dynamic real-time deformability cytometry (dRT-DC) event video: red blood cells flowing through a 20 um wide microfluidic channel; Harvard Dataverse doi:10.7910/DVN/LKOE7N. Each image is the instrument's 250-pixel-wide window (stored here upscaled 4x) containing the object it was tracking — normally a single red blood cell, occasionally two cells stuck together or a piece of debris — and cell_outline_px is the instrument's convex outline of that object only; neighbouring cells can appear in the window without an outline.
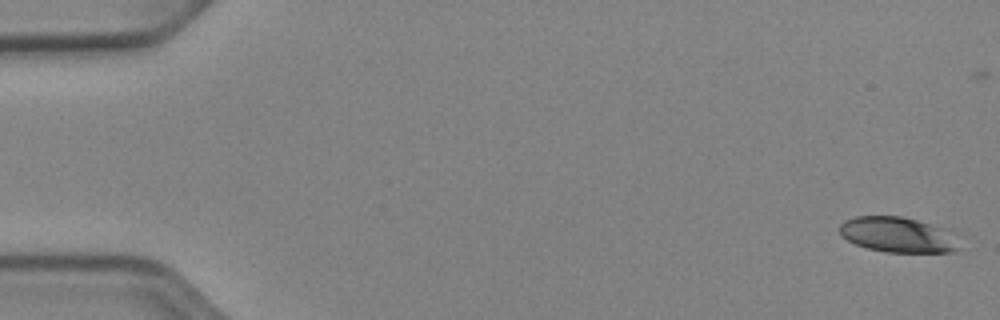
{"species": "Egyptian fruit bat (a non-hibernating species)", "species_latin": "Rousettus aegyptiacus", "temperature_condition": "cold", "stored_images_in_passage": 53, "camera_frame_rate_fps": 3000, "um_per_image_px": 0.085, "animal": {"sex": "female"}, "frame": {"image": 1, "passage_image": 1, "time_ms": 0.0, "image_size_px": [1000, 320], "cell_outline_px": [[968, 236], [960, 248], [956, 252], [884, 252], [868, 248], [856, 244], [840, 236], [840, 224], [844, 220], [856, 216], [900, 216], [952, 228], [964, 232]], "centroid_in_image_um": [76.59, 19.95], "position_along_channel_um": 8.4, "area_um2": 26.18}}
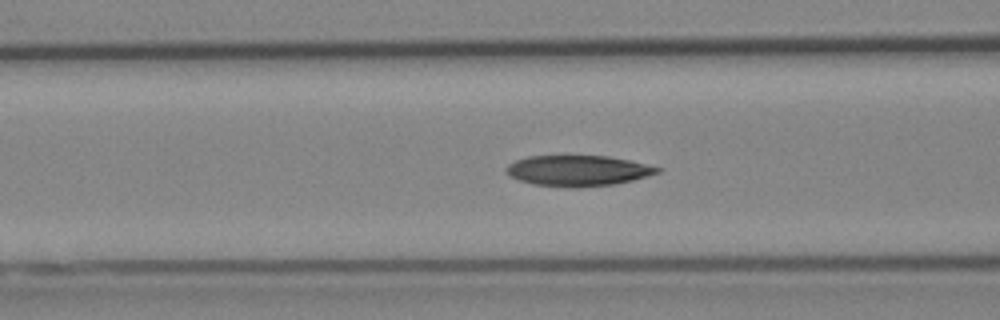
{"frame": {"image": 2, "passage_image": 21, "time_ms": 6.667, "image_size_px": [1000, 320], "cell_outline_px": [[664, 168], [660, 172], [632, 180], [616, 184], [580, 188], [568, 188], [532, 184], [508, 176], [504, 172], [504, 168], [508, 164], [516, 160], [528, 156], [608, 156], [628, 160]], "centroid_in_image_um": [49.09, 14.52], "position_along_channel_um": 117.5, "area_um2": 27.34}}
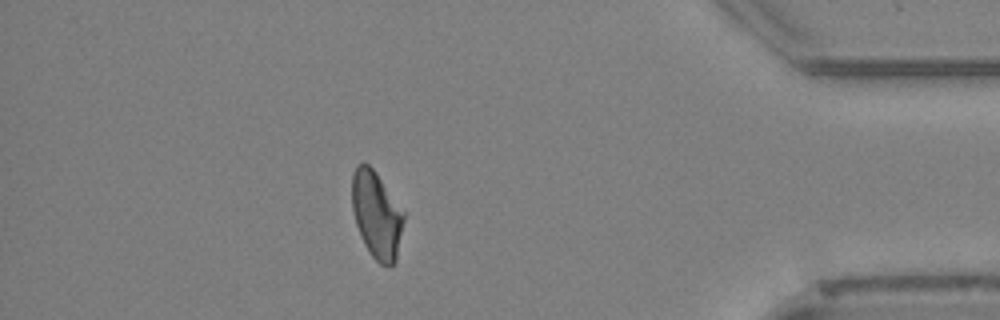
{"frame": {"image": 3, "passage_image": 46, "time_ms": 15.0, "image_size_px": [1000, 320], "cell_outline_px": [[404, 220], [396, 260], [392, 264], [380, 264], [372, 256], [364, 244], [356, 224], [352, 208], [352, 172], [356, 164], [364, 160], [376, 172], [404, 212]], "centroid_in_image_um": [31.99, 18.21], "position_along_channel_um": 403.2, "area_um2": 26.13}, "authors_computed_cell_mechanics": {"area_um2": 26.8192, "velocity_mm_per_s": 3.9182, "shape_relaxation_time_tau1_ms": null, "shape_relaxation_time_tau2_ms": 4.8548, "deformation_change_tau1": null, "deformation_change_tau2": 0.1131}}